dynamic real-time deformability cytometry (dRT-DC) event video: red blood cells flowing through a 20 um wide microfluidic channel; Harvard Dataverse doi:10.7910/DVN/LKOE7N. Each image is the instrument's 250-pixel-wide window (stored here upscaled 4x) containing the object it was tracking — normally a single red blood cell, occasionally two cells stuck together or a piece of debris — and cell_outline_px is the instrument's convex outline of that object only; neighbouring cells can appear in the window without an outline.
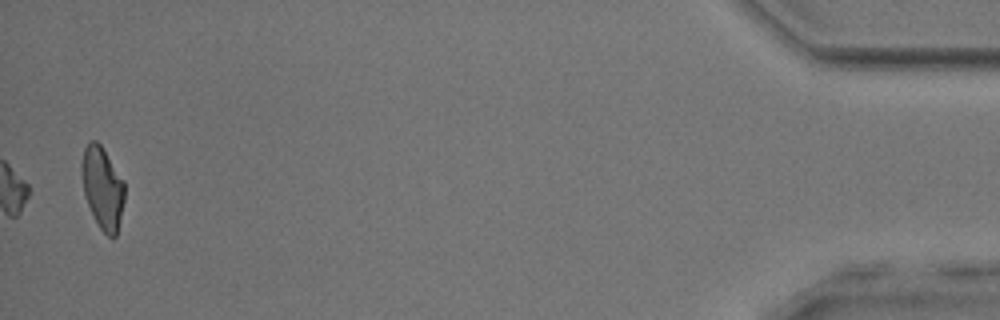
{"species": "common noctule bat (a hibernating species)", "species_latin": "Nyctalus noctula", "temperature_condition": "room temperature", "stored_images_in_passage": 51, "camera_frame_rate_fps": 3000, "um_per_image_px": 0.085, "animal": {"sex": "male", "body_mass_g": 17.9, "forearm_length_mm": 54.2}, "frame": {"image": 1, "passage_image": 51, "time_ms": 16.667, "image_size_px": [1000, 320], "cell_outline_px": [[124, 200], [116, 236], [112, 240], [100, 228], [88, 204], [84, 192], [80, 168], [80, 164], [84, 148], [88, 140], [96, 140], [100, 144], [124, 180]], "centroid_in_image_um": [8.7, 15.93], "position_along_channel_um": 426.5, "area_um2": 20.46}}